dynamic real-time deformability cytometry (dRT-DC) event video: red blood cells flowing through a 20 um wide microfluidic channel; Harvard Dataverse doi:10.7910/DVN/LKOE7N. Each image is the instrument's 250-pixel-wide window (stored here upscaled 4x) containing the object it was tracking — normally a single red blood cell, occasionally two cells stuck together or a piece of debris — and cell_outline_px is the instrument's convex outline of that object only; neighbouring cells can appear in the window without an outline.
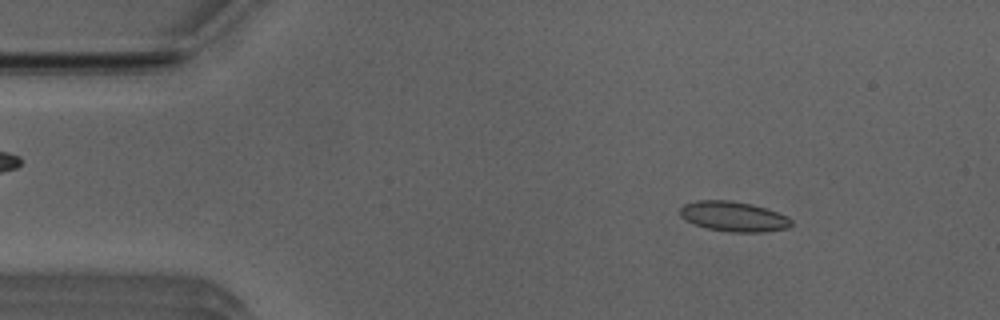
{"species": "Egyptian fruit bat (a non-hibernating species)", "species_latin": "Rousettus aegyptiacus", "temperature_condition": "room temperature", "stored_images_in_passage": 51, "camera_frame_rate_fps": 3000, "um_per_image_px": 0.085, "animal": {"sex": "male"}, "frame": {"image": 1, "passage_image": 6, "time_ms": 1.667, "image_size_px": [1000, 320], "cell_outline_px": [[792, 224], [788, 228], [764, 232], [732, 232], [708, 228], [692, 224], [680, 216], [680, 208], [684, 204], [696, 200], [728, 200], [752, 204], [788, 216], [792, 220]], "centroid_in_image_um": [62.34, 18.4], "position_along_channel_um": 22.7, "area_um2": 19.48}}
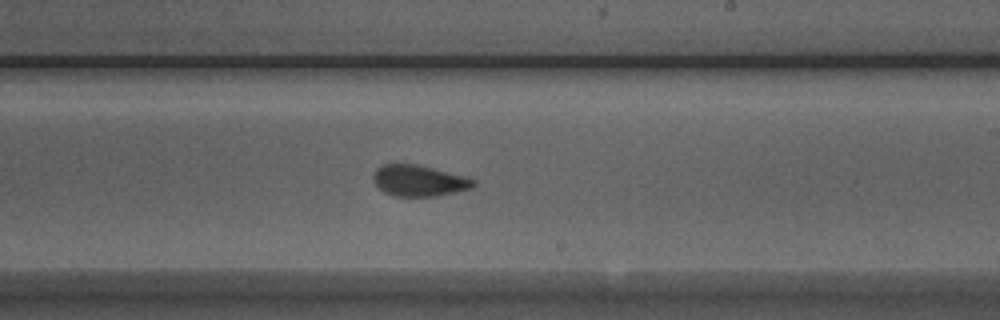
{"frame": {"image": 2, "passage_image": 29, "time_ms": 9.333, "image_size_px": [1000, 320], "cell_outline_px": [[476, 184], [472, 188], [456, 192], [436, 196], [396, 196], [384, 192], [372, 180], [372, 176], [376, 168], [384, 164], [416, 164], [464, 176], [476, 180]], "centroid_in_image_um": [35.61, 15.36], "position_along_channel_um": 253.4, "area_um2": 18.09}}
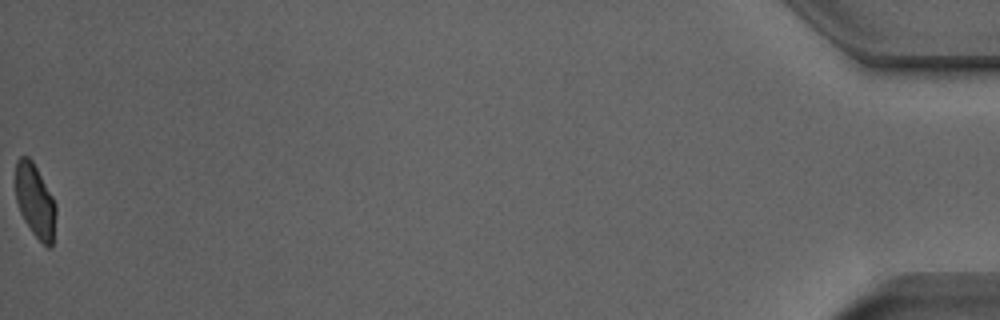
{"frame": {"image": 3, "passage_image": 51, "time_ms": 16.667, "image_size_px": [1000, 320], "cell_outline_px": [[56, 212], [52, 248], [48, 248], [32, 232], [24, 220], [20, 212], [16, 200], [16, 160], [20, 156], [28, 156], [32, 160], [52, 196], [56, 204]], "centroid_in_image_um": [2.99, 17.08], "position_along_channel_um": 432.2, "area_um2": 17.17}, "authors_computed_cell_mechanics": {"area_um2": 18.6116, "velocity_mm_per_s": 3.9232, "shape_relaxation_time_tau1_ms": 7.3166, "shape_relaxation_time_tau2_ms": 0.9821, "deformation_change_tau1": 0.1598, "deformation_change_tau2": 0.0545}}